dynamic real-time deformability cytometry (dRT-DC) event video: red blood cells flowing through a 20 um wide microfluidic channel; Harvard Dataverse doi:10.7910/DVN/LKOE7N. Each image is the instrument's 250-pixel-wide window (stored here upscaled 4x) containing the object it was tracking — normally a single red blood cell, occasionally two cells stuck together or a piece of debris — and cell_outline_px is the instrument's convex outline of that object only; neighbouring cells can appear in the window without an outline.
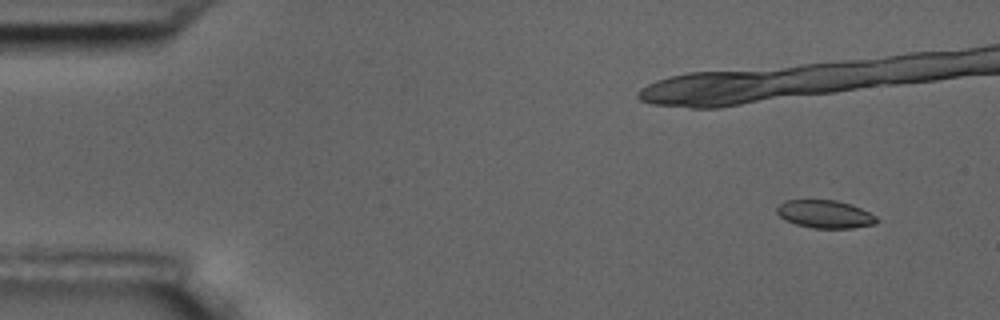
{"species": "common noctule bat (a hibernating species)", "species_latin": "Nyctalus noctula", "temperature_condition": "room temperature", "stored_images_in_passage": 10, "camera_frame_rate_fps": 3000, "um_per_image_px": 0.085, "animal": {"sex": "male", "body_mass_g": 17.5, "forearm_length_mm": 52.3}, "frame": {"image": 1, "passage_image": 2, "time_ms": 1.0, "image_size_px": [1000, 320], "cell_outline_px": [[880, 220], [876, 224], [852, 228], [812, 228], [796, 224], [784, 220], [776, 212], [776, 208], [784, 200], [836, 200], [852, 204], [876, 216]], "centroid_in_image_um": [70.13, 18.2], "position_along_channel_um": 14.9, "area_um2": 16.36}}